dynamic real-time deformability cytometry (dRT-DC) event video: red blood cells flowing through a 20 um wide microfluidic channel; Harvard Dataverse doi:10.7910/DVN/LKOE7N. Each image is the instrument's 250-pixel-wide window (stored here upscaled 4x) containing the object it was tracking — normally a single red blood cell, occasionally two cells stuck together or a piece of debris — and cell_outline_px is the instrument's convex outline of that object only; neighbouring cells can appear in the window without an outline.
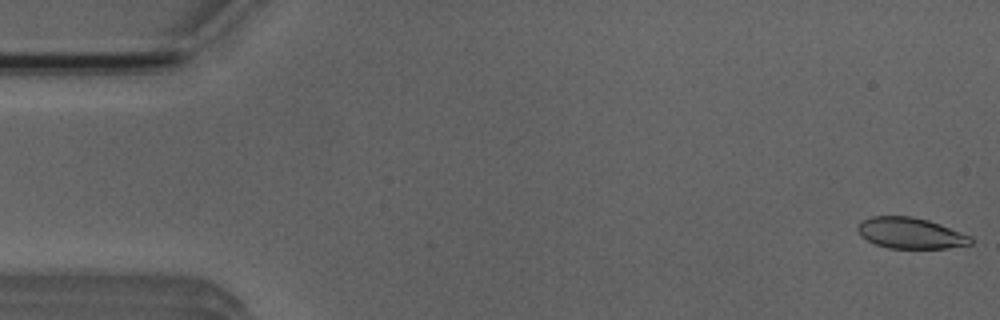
{"species": "Egyptian fruit bat (a non-hibernating species)", "species_latin": "Rousettus aegyptiacus", "temperature_condition": "room temperature", "stored_images_in_passage": 4, "camera_frame_rate_fps": 3000, "um_per_image_px": 0.085, "animal": {"sex": "male"}, "frame": {"image": 1, "passage_image": 1, "time_ms": 0.0, "image_size_px": [1000, 320], "cell_outline_px": [[972, 244], [948, 248], [888, 248], [876, 244], [868, 240], [856, 228], [864, 220], [872, 216], [912, 216], [928, 220], [940, 224], [972, 236]], "centroid_in_image_um": [77.45, 19.81], "position_along_channel_um": 7.6, "area_um2": 20.17}}
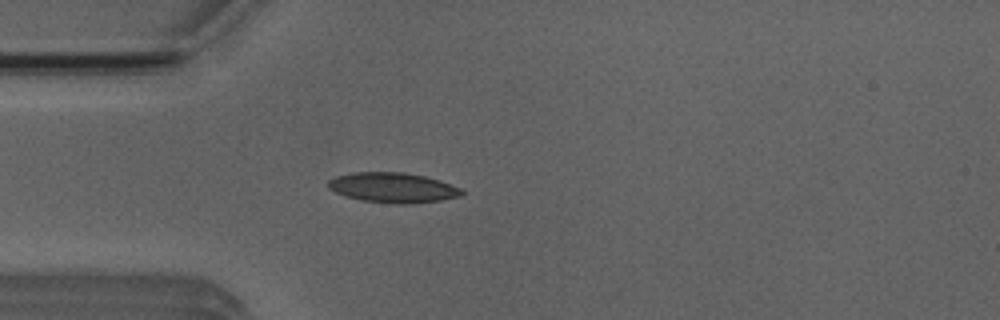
{"frame": {"image": 2, "passage_image": 4, "time_ms": 4.333, "image_size_px": [1000, 320], "cell_outline_px": [[464, 192], [460, 196], [440, 200], [412, 204], [396, 204], [360, 200], [336, 192], [328, 188], [328, 180], [336, 176], [352, 172], [404, 172], [424, 176], [440, 180], [460, 188]], "centroid_in_image_um": [33.39, 15.94], "position_along_channel_um": 51.6, "area_um2": 23.35}}